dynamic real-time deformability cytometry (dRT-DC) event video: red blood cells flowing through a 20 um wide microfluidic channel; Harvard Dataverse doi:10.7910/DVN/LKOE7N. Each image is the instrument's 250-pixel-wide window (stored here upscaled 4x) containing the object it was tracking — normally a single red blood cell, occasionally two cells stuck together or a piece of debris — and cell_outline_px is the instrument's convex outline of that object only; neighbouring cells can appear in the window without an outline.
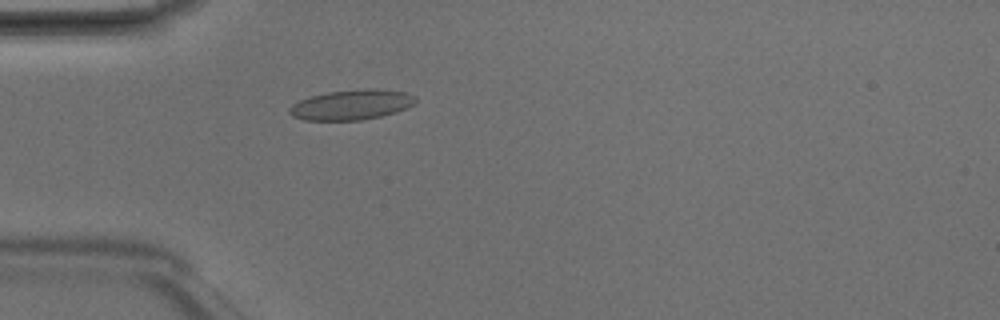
{"species": "Egyptian fruit bat (a non-hibernating species)", "species_latin": "Rousettus aegyptiacus", "temperature_condition": "room temperature", "stored_images_in_passage": 4, "camera_frame_rate_fps": 3000, "um_per_image_px": 0.085, "animal": {"sex": "male"}, "frame": {"image": 1, "passage_image": 4, "time_ms": 1.0, "image_size_px": [1000, 320], "cell_outline_px": [[416, 100], [408, 108], [396, 112], [380, 116], [360, 120], [304, 120], [292, 116], [288, 112], [288, 108], [292, 104], [300, 100], [312, 96], [328, 92], [372, 88], [376, 88], [404, 92], [416, 96]], "centroid_in_image_um": [29.87, 8.9], "position_along_channel_um": 55.1, "area_um2": 22.02}}